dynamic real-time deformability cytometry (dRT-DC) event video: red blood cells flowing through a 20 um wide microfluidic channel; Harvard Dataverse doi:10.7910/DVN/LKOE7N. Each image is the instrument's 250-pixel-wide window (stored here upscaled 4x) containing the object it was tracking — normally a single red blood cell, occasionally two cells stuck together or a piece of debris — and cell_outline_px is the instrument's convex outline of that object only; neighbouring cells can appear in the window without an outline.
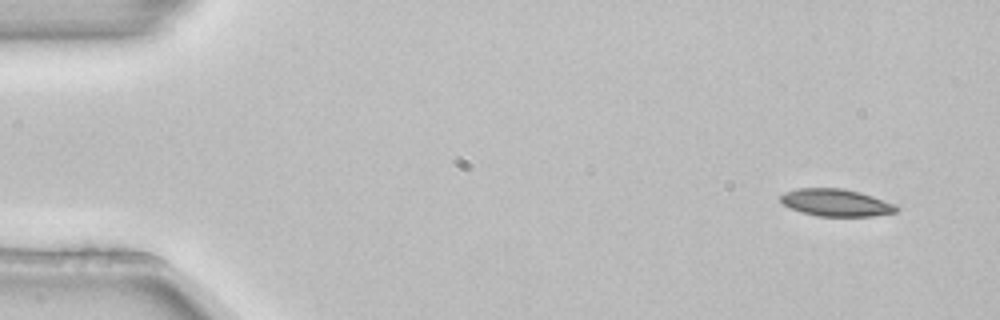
{"species": "common noctule bat (a hibernating species)", "species_latin": "Nyctalus noctula", "temperature_condition": "room temperature", "stored_images_in_passage": 4, "camera_frame_rate_fps": 3000, "um_per_image_px": 0.085, "animal": {"sex": "female", "body_mass_g": 22.7, "forearm_length_mm": 54.2}, "frame": {"image": 1, "passage_image": 1, "time_ms": 0.0, "image_size_px": [1000, 320], "cell_outline_px": [[900, 208], [896, 212], [872, 216], [816, 216], [800, 212], [784, 204], [780, 200], [780, 196], [784, 192], [796, 188], [844, 188], [860, 192], [896, 204]], "centroid_in_image_um": [71.07, 17.22], "position_along_channel_um": 13.9, "area_um2": 18.5}}